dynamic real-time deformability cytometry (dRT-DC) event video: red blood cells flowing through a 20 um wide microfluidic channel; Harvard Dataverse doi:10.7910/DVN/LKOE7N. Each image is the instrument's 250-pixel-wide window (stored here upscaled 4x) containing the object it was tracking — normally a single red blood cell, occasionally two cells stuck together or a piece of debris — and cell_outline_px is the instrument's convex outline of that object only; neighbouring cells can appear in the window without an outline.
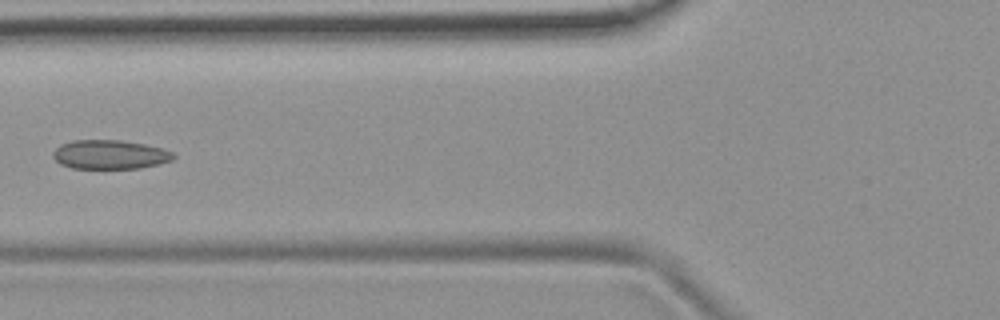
{"species": "common noctule bat (a hibernating species)", "species_latin": "Nyctalus noctula", "temperature_condition": "room temperature", "stored_images_in_passage": 7, "camera_frame_rate_fps": 3000, "um_per_image_px": 0.085, "animal": {"sex": "female", "body_mass_g": 19.9}, "frame": {"image": 1, "passage_image": 6, "time_ms": 1.667, "image_size_px": [1000, 320], "cell_outline_px": [[176, 156], [172, 160], [160, 164], [140, 168], [72, 168], [60, 164], [52, 156], [52, 152], [60, 144], [72, 140], [120, 140], [144, 144], [164, 148], [172, 152]], "centroid_in_image_um": [9.34, 13.13], "position_along_channel_um": 116.5, "area_um2": 20.52}}
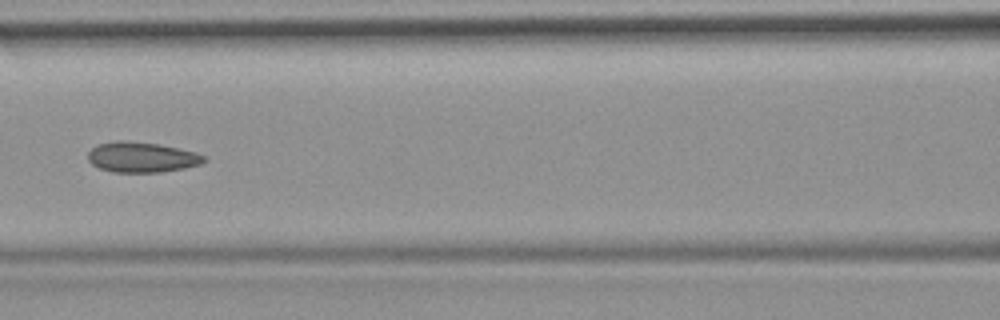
{"frame": {"image": 2, "passage_image": 7, "time_ms": 2.0, "image_size_px": [1000, 320], "cell_outline_px": [[208, 160], [200, 164], [184, 168], [160, 172], [112, 172], [100, 168], [92, 164], [88, 160], [88, 152], [92, 148], [100, 144], [116, 140], [124, 140], [160, 144], [196, 152], [208, 156]], "centroid_in_image_um": [12.08, 13.36], "position_along_channel_um": 154.5, "area_um2": 20.63}}